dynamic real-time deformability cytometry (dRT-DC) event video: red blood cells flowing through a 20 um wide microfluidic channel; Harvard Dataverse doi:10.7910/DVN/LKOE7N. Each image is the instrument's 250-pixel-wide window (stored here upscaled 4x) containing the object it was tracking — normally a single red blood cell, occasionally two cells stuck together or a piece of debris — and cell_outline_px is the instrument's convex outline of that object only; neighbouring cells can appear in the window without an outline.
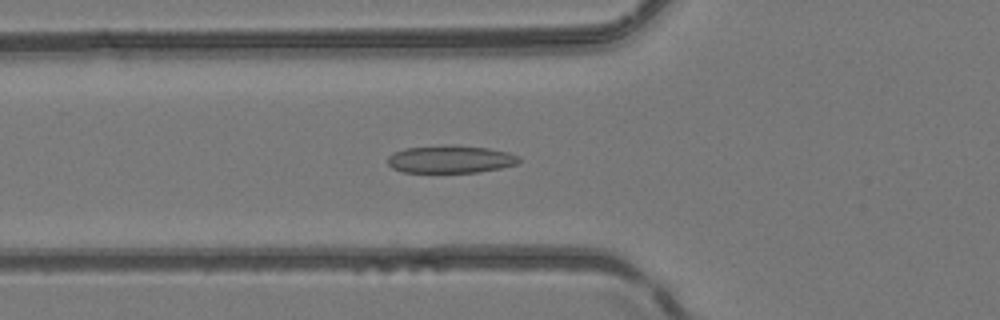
{"species": "common noctule bat (a hibernating species)", "species_latin": "Nyctalus noctula", "temperature_condition": "room temperature", "stored_images_in_passage": 46, "camera_frame_rate_fps": 3000, "um_per_image_px": 0.085, "animal": {"sex": "female", "body_mass_g": 24.6, "forearm_length_mm": 56.2}, "frame": {"image": 1, "passage_image": 14, "time_ms": 4.333, "image_size_px": [1000, 320], "cell_outline_px": [[520, 160], [516, 164], [500, 168], [480, 172], [404, 172], [392, 168], [388, 164], [388, 156], [392, 152], [404, 148], [444, 144], [488, 148], [508, 152], [520, 156]], "centroid_in_image_um": [38.27, 13.52], "position_along_channel_um": 87.5, "area_um2": 21.33}}
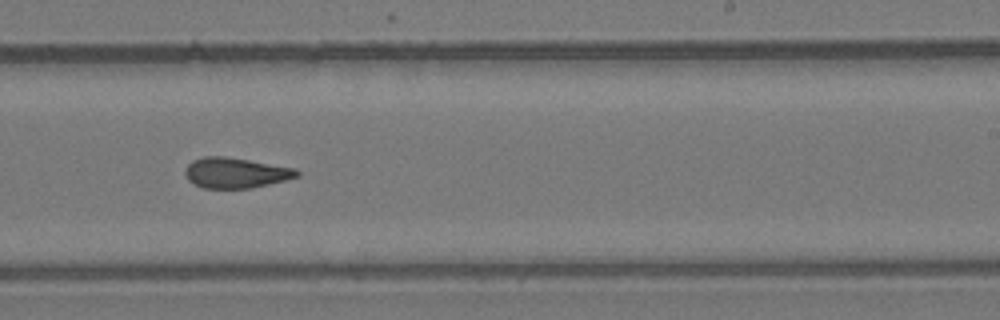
{"frame": {"image": 2, "passage_image": 27, "time_ms": 8.667, "image_size_px": [1000, 320], "cell_outline_px": [[300, 176], [252, 188], [204, 188], [188, 180], [184, 172], [184, 168], [192, 160], [204, 156], [224, 156], [296, 168], [300, 172]], "centroid_in_image_um": [20.02, 14.68], "position_along_channel_um": 269.0, "area_um2": 19.77}}
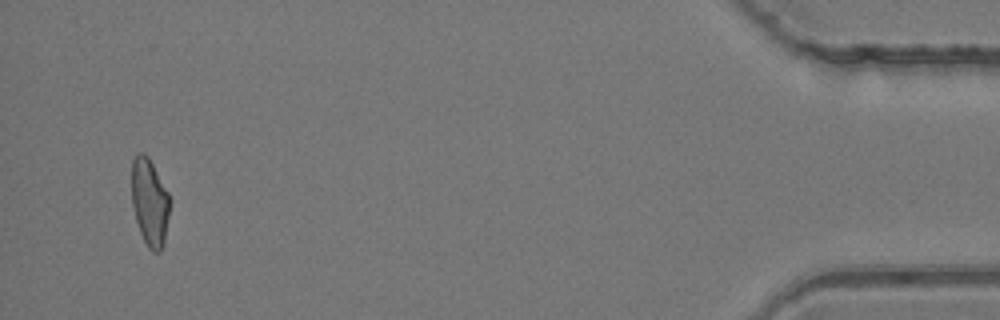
{"frame": {"image": 3, "passage_image": 44, "time_ms": 14.333, "image_size_px": [1000, 320], "cell_outline_px": [[172, 200], [164, 244], [160, 252], [152, 252], [148, 248], [140, 232], [136, 220], [132, 204], [132, 160], [136, 152], [144, 152], [148, 156], [168, 192]], "centroid_in_image_um": [12.74, 17.19], "position_along_channel_um": 422.5, "area_um2": 19.77}, "authors_computed_cell_mechanics": {"area_um2": 19.9988, "velocity_mm_per_s": 4.177, "shape_relaxation_time_tau1_ms": null, "shape_relaxation_time_tau2_ms": 2.3027, "deformation_change_tau1": null, "deformation_change_tau2": 0.0959}}